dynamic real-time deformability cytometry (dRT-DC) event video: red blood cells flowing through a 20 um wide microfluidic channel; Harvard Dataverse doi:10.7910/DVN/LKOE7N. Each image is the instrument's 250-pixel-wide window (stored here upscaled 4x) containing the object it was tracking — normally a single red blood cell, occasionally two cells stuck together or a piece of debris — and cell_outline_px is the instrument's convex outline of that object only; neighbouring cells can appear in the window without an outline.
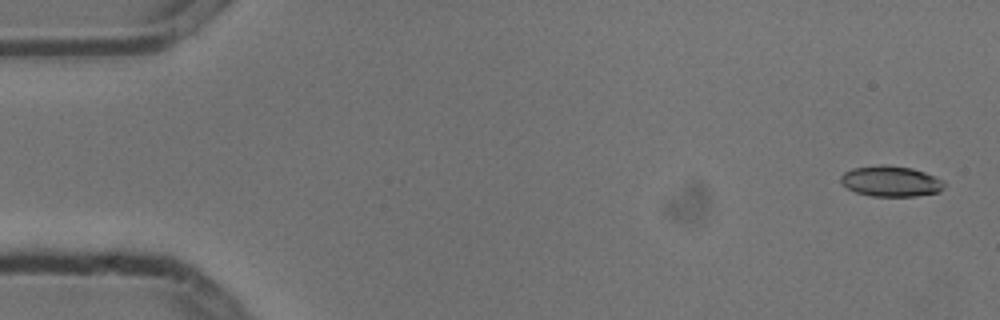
{"species": "common noctule bat (a hibernating species)", "species_latin": "Nyctalus noctula", "temperature_condition": "cold", "stored_images_in_passage": 3, "camera_frame_rate_fps": 3000, "um_per_image_px": 0.085, "animal": {"sex": "male", "body_mass_g": 13.3}, "frame": {"image": 1, "passage_image": 1, "time_ms": 0.0, "image_size_px": [1000, 320], "cell_outline_px": [[944, 188], [940, 192], [916, 196], [872, 196], [856, 192], [848, 188], [840, 180], [840, 176], [844, 172], [852, 168], [912, 168], [936, 176], [944, 180]], "centroid_in_image_um": [75.79, 15.46], "position_along_channel_um": 9.2, "area_um2": 17.69}}